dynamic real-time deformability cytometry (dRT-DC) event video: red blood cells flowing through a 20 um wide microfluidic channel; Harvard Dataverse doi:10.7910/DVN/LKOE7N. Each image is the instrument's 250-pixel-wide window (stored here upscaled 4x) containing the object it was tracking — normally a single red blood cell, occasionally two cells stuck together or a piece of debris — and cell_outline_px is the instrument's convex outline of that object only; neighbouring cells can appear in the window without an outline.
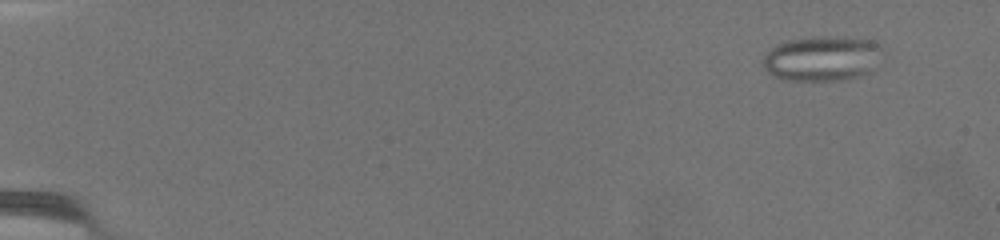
{"species": "common noctule bat (a hibernating species)", "species_latin": "Nyctalus noctula", "temperature_condition": "warm", "stored_images_in_passage": 74, "camera_frame_rate_fps": 3000, "um_per_image_px": 0.085, "animal": {"sex": "female", "body_mass_g": 19.5, "forearm_length_mm": 54.1}, "frame": {"image": 1, "passage_image": 7, "time_ms": 2.0, "image_size_px": [1000, 240], "cell_outline_px": [[884, 52], [868, 72], [856, 76], [840, 80], [780, 80], [768, 72], [760, 64], [760, 60], [772, 48], [788, 40], [812, 36], [836, 36], [872, 40]], "centroid_in_image_um": [69.82, 4.96], "position_along_channel_um": 15.2, "area_um2": 31.33}}
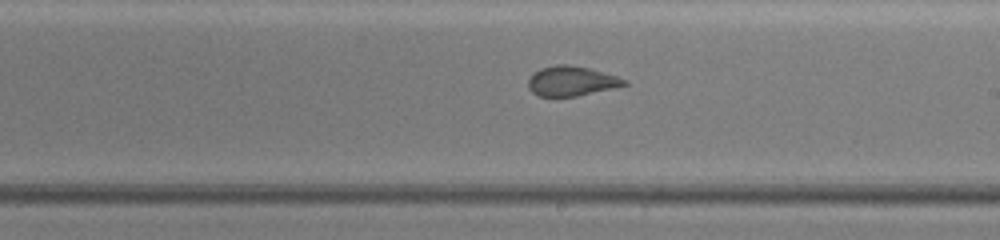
{"frame": {"image": 2, "passage_image": 46, "time_ms": 15.0, "image_size_px": [1000, 240], "cell_outline_px": [[628, 84], [576, 96], [540, 96], [532, 92], [528, 88], [528, 80], [532, 72], [540, 68], [556, 64], [568, 64], [588, 68], [616, 76], [628, 80]], "centroid_in_image_um": [48.52, 6.87], "position_along_channel_um": 240.5, "area_um2": 16.53}}
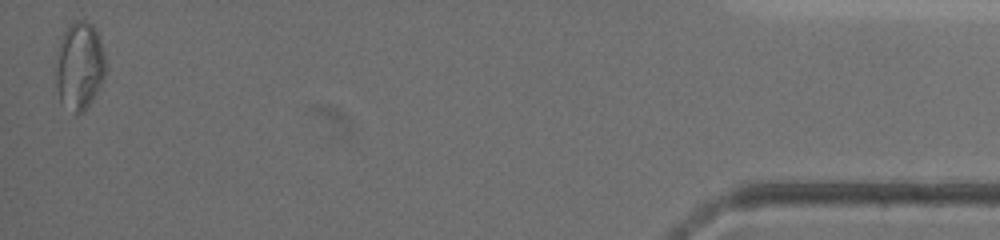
{"frame": {"image": 3, "passage_image": 73, "time_ms": 24.0, "image_size_px": [1000, 240], "cell_outline_px": [[104, 76], [100, 84], [84, 112], [76, 112], [60, 100], [56, 88], [56, 68], [60, 40], [68, 24], [76, 20], [84, 20], [92, 24], [100, 40], [104, 52]], "centroid_in_image_um": [6.74, 5.55], "position_along_channel_um": 428.5, "area_um2": 24.8}, "authors_computed_cell_mechanics": {"area_um2": 22.3975, "velocity_mm_per_s": 2.9679, "shape_relaxation_time_tau1_ms": null, "shape_relaxation_time_tau2_ms": 1.1268, "deformation_change_tau1": null, "deformation_change_tau2": 0.0819}}